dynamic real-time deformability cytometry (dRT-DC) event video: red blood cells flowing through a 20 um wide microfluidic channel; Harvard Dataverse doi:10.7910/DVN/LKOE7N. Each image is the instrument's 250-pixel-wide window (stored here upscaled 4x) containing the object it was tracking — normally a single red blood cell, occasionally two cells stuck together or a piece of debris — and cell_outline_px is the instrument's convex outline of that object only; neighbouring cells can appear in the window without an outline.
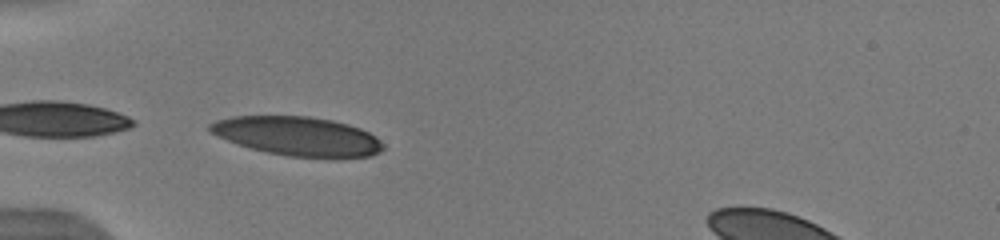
{"species": "human", "species_latin": "Homo sapiens", "temperature_condition": "warm", "stored_images_in_passage": 11, "camera_frame_rate_fps": 3000, "um_per_image_px": 0.085, "donor": {"sex": "male"}, "frame": {"image": 1, "passage_image": 1, "time_ms": 0.0, "image_size_px": [1000, 240], "cell_outline_px": [[384, 148], [380, 152], [372, 156], [336, 160], [288, 156], [268, 152], [252, 148], [228, 140], [208, 132], [208, 124], [216, 120], [232, 116], [308, 116], [332, 120], [348, 124], [360, 128], [376, 136], [384, 144]], "centroid_in_image_um": [25.38, 11.6], "position_along_channel_um": 59.6, "area_um2": 40.11}}